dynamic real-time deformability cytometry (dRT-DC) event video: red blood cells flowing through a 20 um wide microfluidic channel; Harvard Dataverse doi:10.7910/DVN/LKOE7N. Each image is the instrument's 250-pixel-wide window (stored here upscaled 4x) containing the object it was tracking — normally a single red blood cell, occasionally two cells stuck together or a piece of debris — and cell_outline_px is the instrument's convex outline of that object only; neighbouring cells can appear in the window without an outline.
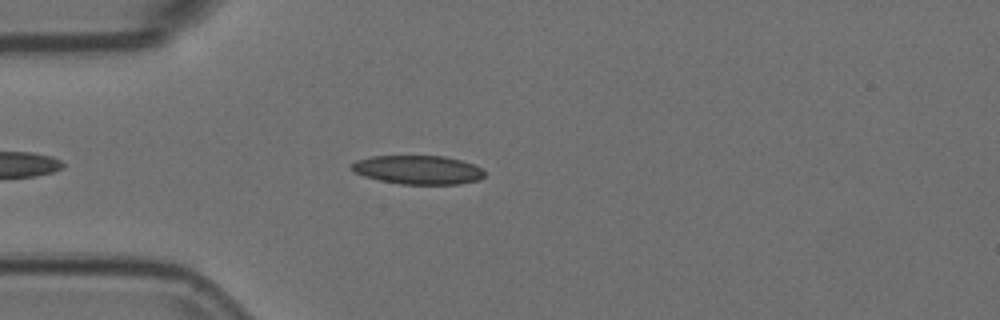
{"species": "Egyptian fruit bat (a non-hibernating species)", "species_latin": "Rousettus aegyptiacus", "temperature_condition": "room temperature", "stored_images_in_passage": 5, "camera_frame_rate_fps": 3000, "um_per_image_px": 0.085, "animal": {"sex": "female"}, "frame": {"image": 1, "passage_image": 5, "time_ms": 1.333, "image_size_px": [1000, 320], "cell_outline_px": [[484, 176], [480, 180], [460, 184], [400, 184], [380, 180], [364, 176], [356, 172], [352, 168], [352, 164], [356, 160], [372, 156], [444, 156], [460, 160], [472, 164], [480, 168], [484, 172]], "centroid_in_image_um": [35.55, 14.44], "position_along_channel_um": 49.5, "area_um2": 22.14}}